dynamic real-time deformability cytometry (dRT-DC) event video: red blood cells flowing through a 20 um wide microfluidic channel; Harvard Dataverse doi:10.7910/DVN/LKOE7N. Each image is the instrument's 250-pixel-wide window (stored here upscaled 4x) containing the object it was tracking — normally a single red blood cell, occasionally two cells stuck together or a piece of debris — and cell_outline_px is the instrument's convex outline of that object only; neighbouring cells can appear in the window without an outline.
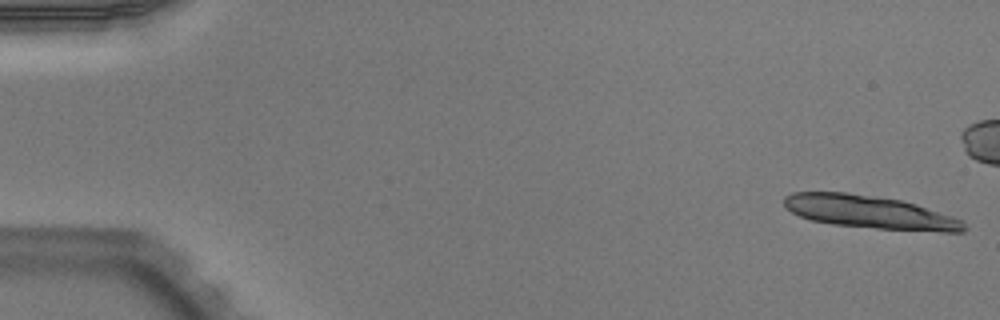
{"species": "Egyptian fruit bat (a non-hibernating species)", "species_latin": "Rousettus aegyptiacus", "temperature_condition": "warm", "stored_images_in_passage": 13, "camera_frame_rate_fps": 3000, "um_per_image_px": 0.085, "animal": {"sex": "male"}, "frame": {"image": 1, "passage_image": 1, "time_ms": 0.0, "image_size_px": [1000, 320], "cell_outline_px": [[968, 228], [964, 232], [944, 232], [876, 228], [832, 224], [812, 220], [800, 216], [792, 212], [784, 204], [784, 196], [792, 192], [844, 192], [904, 200], [952, 216], [960, 220]], "centroid_in_image_um": [73.94, 18.02], "position_along_channel_um": 11.1, "area_um2": 34.39}}